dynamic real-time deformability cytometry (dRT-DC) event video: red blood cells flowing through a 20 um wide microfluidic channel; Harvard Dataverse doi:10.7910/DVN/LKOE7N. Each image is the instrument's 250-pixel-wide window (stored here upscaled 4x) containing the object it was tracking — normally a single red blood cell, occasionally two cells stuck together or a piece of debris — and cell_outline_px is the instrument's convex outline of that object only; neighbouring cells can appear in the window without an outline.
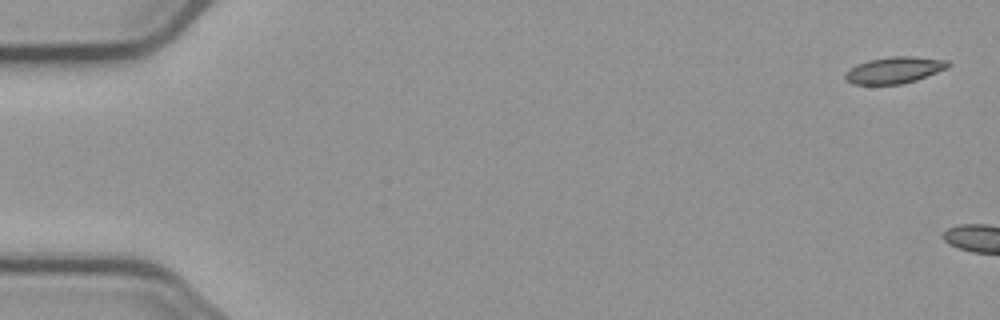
{"species": "common noctule bat (a hibernating species)", "species_latin": "Nyctalus noctula", "temperature_condition": "cold", "stored_images_in_passage": 7, "camera_frame_rate_fps": 3000, "um_per_image_px": 0.085, "animal": {"sex": "male", "body_mass_g": 23.1, "forearm_length_mm": 52.7}, "frame": {"image": 1, "passage_image": 1, "time_ms": 0.0, "image_size_px": [1000, 320], "cell_outline_px": [[952, 64], [948, 68], [916, 80], [900, 84], [852, 84], [844, 80], [844, 72], [856, 64], [868, 60], [892, 56], [912, 56], [948, 60]], "centroid_in_image_um": [76.0, 5.95], "position_along_channel_um": 9.0, "area_um2": 16.07}}
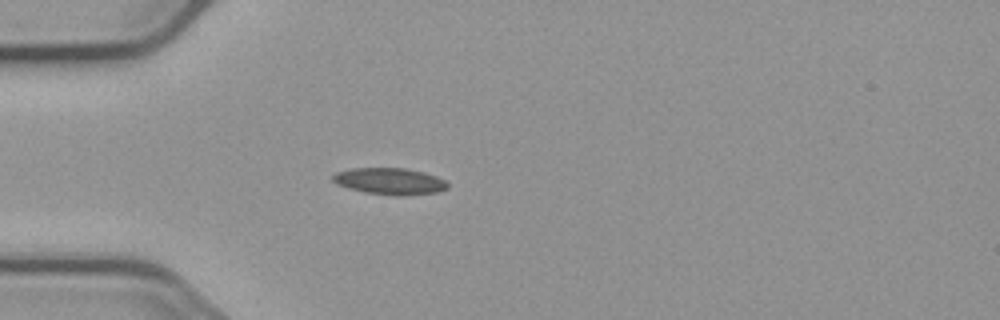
{"frame": {"image": 2, "passage_image": 6, "time_ms": 6.333, "image_size_px": [1000, 320], "cell_outline_px": [[448, 188], [436, 192], [400, 196], [396, 196], [364, 192], [348, 188], [336, 184], [332, 180], [332, 176], [336, 172], [352, 168], [408, 168], [424, 172], [436, 176], [444, 180], [448, 184]], "centroid_in_image_um": [33.11, 15.4], "position_along_channel_um": 51.9, "area_um2": 17.86}}